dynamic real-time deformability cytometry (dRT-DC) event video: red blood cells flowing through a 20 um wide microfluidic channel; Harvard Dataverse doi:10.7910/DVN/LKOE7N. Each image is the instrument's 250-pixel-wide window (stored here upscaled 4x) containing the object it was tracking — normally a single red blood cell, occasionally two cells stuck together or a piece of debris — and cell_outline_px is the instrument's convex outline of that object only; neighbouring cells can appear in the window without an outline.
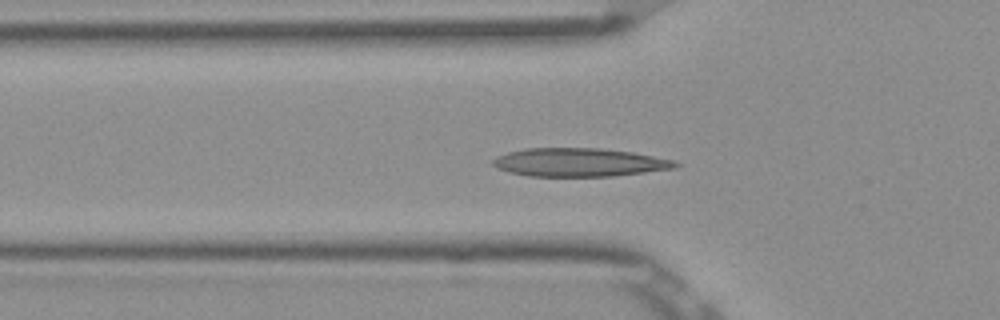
{"species": "Egyptian fruit bat (a non-hibernating species)", "species_latin": "Rousettus aegyptiacus", "temperature_condition": "room temperature", "stored_images_in_passage": 39, "camera_frame_rate_fps": 3000, "um_per_image_px": 0.085, "frame": {"image": 1, "passage_image": 3, "time_ms": 0.667, "image_size_px": [1000, 320], "cell_outline_px": [[680, 164], [676, 168], [612, 176], [528, 176], [508, 172], [496, 168], [492, 164], [492, 160], [496, 156], [508, 152], [524, 148], [600, 148], [632, 152], [672, 160]], "centroid_in_image_um": [49.18, 13.8], "position_along_channel_um": 76.6, "area_um2": 30.17}}
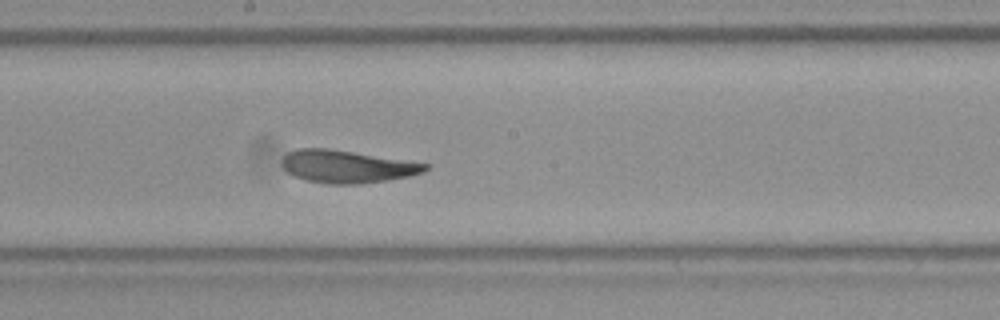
{"frame": {"image": 2, "passage_image": 14, "time_ms": 4.333, "image_size_px": [1000, 320], "cell_outline_px": [[432, 164], [424, 172], [408, 176], [388, 180], [360, 184], [324, 184], [308, 180], [296, 176], [288, 172], [284, 168], [284, 156], [288, 152], [296, 148], [328, 148]], "centroid_in_image_um": [29.53, 14.15], "position_along_channel_um": 218.7, "area_um2": 27.11}}
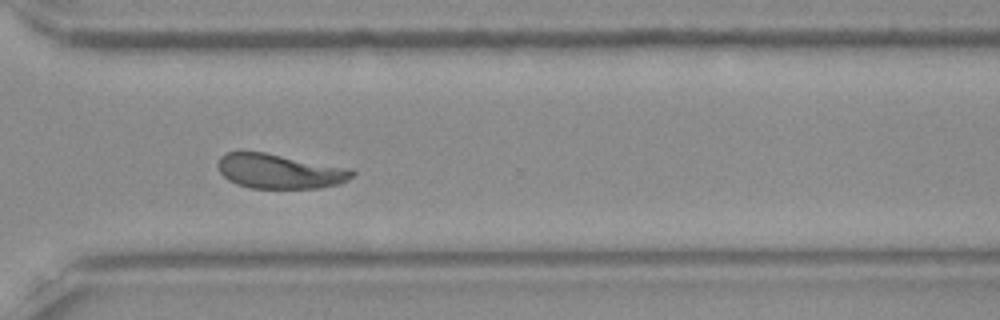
{"frame": {"image": 3, "passage_image": 24, "time_ms": 7.667, "image_size_px": [1000, 320], "cell_outline_px": [[356, 172], [352, 176], [340, 184], [320, 188], [252, 188], [236, 184], [228, 180], [220, 172], [216, 164], [220, 156], [224, 152], [264, 152], [352, 168]], "centroid_in_image_um": [23.77, 14.55], "position_along_channel_um": 346.8, "area_um2": 27.28}, "authors_computed_cell_mechanics": {"area_um2": 27.6862, "velocity_mm_per_s": 3.8507, "shape_relaxation_time_tau1_ms": 4.899, "shape_relaxation_time_tau2_ms": 1.0773, "deformation_change_tau1": 0.175, "deformation_change_tau2": 0.0766}}